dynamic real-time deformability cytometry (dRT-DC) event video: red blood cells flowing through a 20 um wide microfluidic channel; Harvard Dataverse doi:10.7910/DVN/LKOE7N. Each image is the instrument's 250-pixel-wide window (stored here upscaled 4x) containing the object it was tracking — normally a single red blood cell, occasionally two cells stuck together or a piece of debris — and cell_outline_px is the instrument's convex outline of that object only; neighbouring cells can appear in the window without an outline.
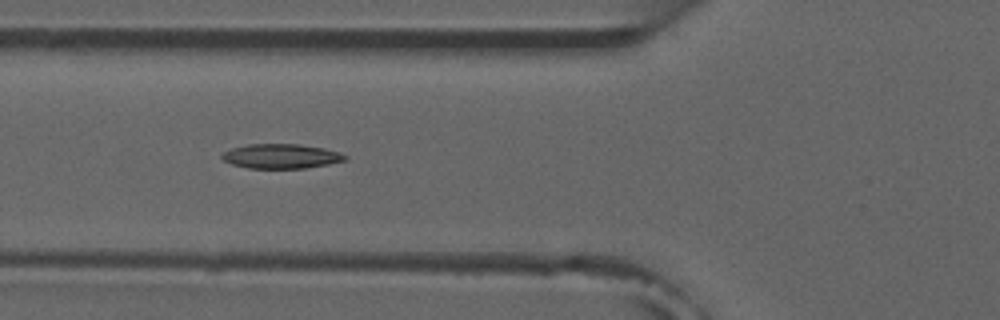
{"species": "common noctule bat (a hibernating species)", "species_latin": "Nyctalus noctula", "temperature_condition": "room temperature", "stored_images_in_passage": 7, "camera_frame_rate_fps": 3000, "um_per_image_px": 0.085, "animal": {"sex": "male", "forearm_length_mm": 52.5}, "frame": {"image": 1, "passage_image": 5, "time_ms": 4.333, "image_size_px": [1000, 320], "cell_outline_px": [[348, 156], [344, 160], [328, 164], [304, 168], [248, 168], [232, 164], [224, 160], [220, 156], [224, 152], [232, 148], [248, 144], [300, 144], [324, 148], [340, 152]], "centroid_in_image_um": [23.9, 13.27], "position_along_channel_um": 101.9, "area_um2": 17.51}}
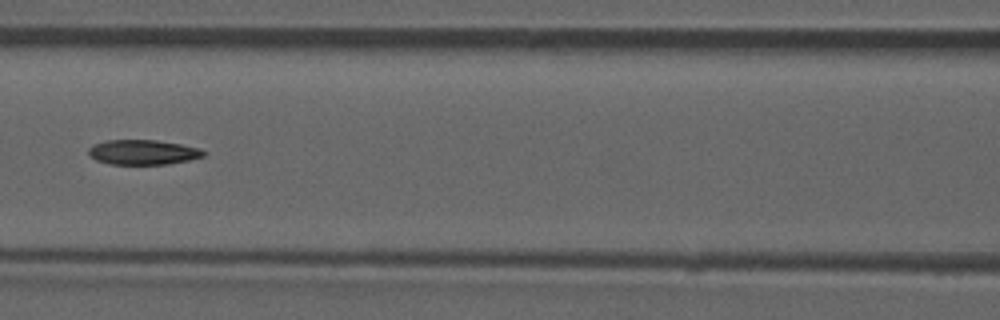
{"frame": {"image": 2, "passage_image": 6, "time_ms": 5.667, "image_size_px": [1000, 320], "cell_outline_px": [[208, 152], [204, 156], [188, 160], [168, 164], [112, 164], [96, 160], [88, 152], [88, 148], [92, 144], [104, 140], [156, 140], [180, 144], [200, 148]], "centroid_in_image_um": [12.16, 12.93], "position_along_channel_um": 154.4, "area_um2": 16.7}}